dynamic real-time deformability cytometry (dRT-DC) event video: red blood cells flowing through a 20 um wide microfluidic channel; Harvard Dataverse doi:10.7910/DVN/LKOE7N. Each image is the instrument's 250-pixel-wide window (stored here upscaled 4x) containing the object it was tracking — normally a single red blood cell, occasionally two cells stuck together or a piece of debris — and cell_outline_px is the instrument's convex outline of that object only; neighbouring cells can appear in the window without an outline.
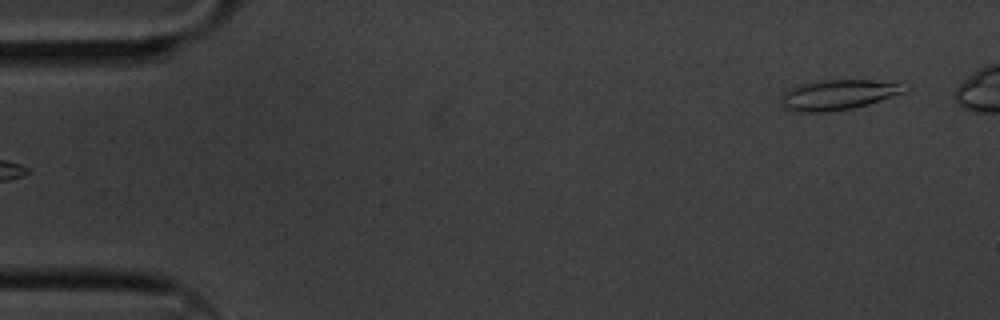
{"species": "common noctule bat (a hibernating species)", "species_latin": "Nyctalus noctula", "temperature_condition": "cold", "stored_images_in_passage": 3, "camera_frame_rate_fps": 3000, "um_per_image_px": 0.085, "animal": {"sex": "male", "body_mass_g": 20.1, "forearm_length_mm": 53.5}, "frame": {"image": 1, "passage_image": 1, "time_ms": 0.0, "image_size_px": [1000, 320], "cell_outline_px": [[908, 88], [904, 92], [868, 104], [852, 108], [824, 112], [796, 112], [784, 108], [780, 104], [780, 96], [784, 92], [796, 84], [820, 80], [868, 80], [896, 84]], "centroid_in_image_um": [71.1, 8.06], "position_along_channel_um": 13.9, "area_um2": 21.5}}